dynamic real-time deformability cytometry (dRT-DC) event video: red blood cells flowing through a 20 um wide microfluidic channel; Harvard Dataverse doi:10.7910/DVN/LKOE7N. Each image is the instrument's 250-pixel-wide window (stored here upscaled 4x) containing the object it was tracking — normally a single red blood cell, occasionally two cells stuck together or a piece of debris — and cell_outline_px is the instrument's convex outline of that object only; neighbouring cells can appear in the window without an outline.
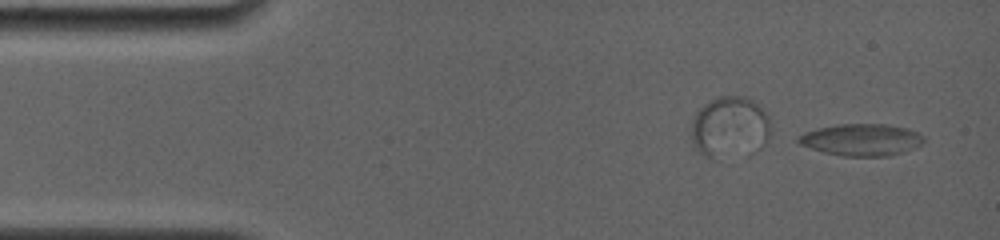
{"species": "common noctule bat (a hibernating species)", "species_latin": "Nyctalus noctula", "temperature_condition": "room temperature", "stored_images_in_passage": 32, "camera_frame_rate_fps": 4000, "um_per_image_px": 0.085, "animal": {"sex": "female", "body_mass_g": 19.0, "forearm_length_mm": 56.7}, "frame": {"image": 1, "passage_image": 1, "time_ms": 0.0, "image_size_px": [1000, 240], "cell_outline_px": [[924, 140], [920, 144], [912, 148], [888, 156], [844, 156], [824, 152], [800, 144], [796, 140], [796, 136], [804, 132], [816, 128], [840, 124], [884, 124], [908, 128], [924, 136]], "centroid_in_image_um": [73.18, 11.87], "position_along_channel_um": 11.8, "area_um2": 23.12}}
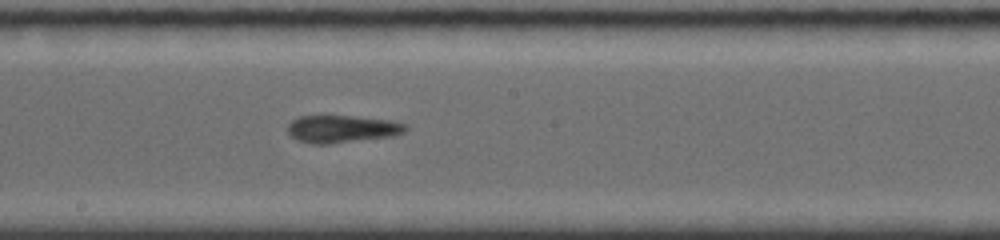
{"frame": {"image": 2, "passage_image": 18, "time_ms": 8.25, "image_size_px": [1000, 240], "cell_outline_px": [[408, 128], [404, 132], [392, 136], [328, 144], [312, 144], [300, 140], [292, 136], [288, 132], [288, 124], [292, 120], [300, 116], [352, 116], [392, 120], [408, 124]], "centroid_in_image_um": [29.11, 10.95], "position_along_channel_um": 219.1, "area_um2": 18.79}}
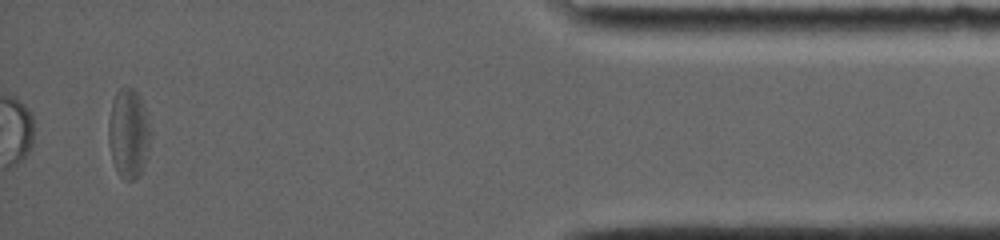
{"frame": {"image": 3, "passage_image": 32, "time_ms": 15.0, "image_size_px": [1000, 240], "cell_outline_px": [[152, 136], [148, 156], [140, 172], [132, 180], [124, 180], [120, 176], [112, 160], [108, 140], [108, 124], [112, 100], [116, 92], [120, 88], [132, 88], [136, 92], [144, 108], [152, 132]], "centroid_in_image_um": [10.93, 11.35], "position_along_channel_um": 424.3, "area_um2": 21.91}, "authors_computed_cell_mechanics": {"area_um2": 19.4208, "velocity_mm_per_s": 3.7559, "shape_relaxation_time_tau1_ms": 8.1771, "shape_relaxation_time_tau2_ms": 2.1351, "deformation_change_tau1": 0.194, "deformation_change_tau2": 0.1166}}